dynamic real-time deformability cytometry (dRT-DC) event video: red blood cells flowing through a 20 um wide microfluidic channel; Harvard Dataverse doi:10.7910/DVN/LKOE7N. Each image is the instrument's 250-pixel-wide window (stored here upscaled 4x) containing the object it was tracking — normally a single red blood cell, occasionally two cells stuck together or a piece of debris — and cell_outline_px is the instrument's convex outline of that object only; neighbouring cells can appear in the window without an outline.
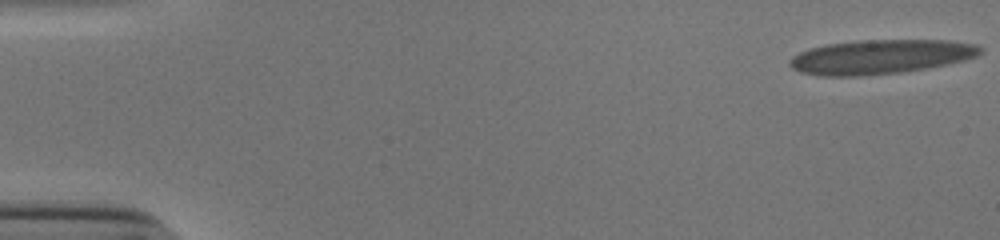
{"species": "human", "species_latin": "Homo sapiens", "temperature_condition": "cold", "stored_images_in_passage": 54, "camera_frame_rate_fps": 3000, "um_per_image_px": 0.085, "donor": {"sex": "male"}, "frame": {"image": 1, "passage_image": 1, "time_ms": 0.0, "image_size_px": [1000, 240], "cell_outline_px": [[984, 48], [976, 56], [964, 60], [924, 68], [896, 72], [856, 76], [820, 76], [804, 72], [792, 68], [788, 64], [788, 60], [792, 56], [808, 48], [828, 44], [864, 40], [944, 40], [976, 44]], "centroid_in_image_um": [74.81, 4.82], "position_along_channel_um": 10.2, "area_um2": 37.63}}
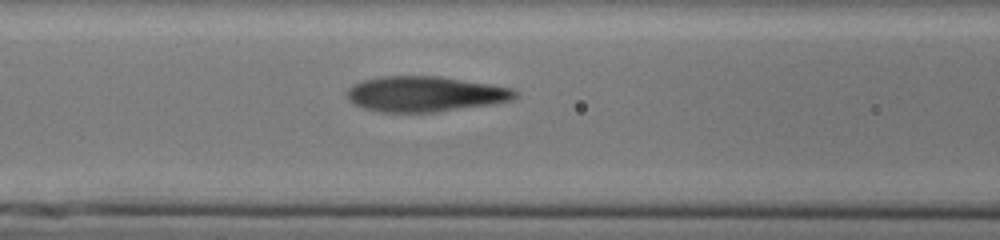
{"frame": {"image": 2, "passage_image": 23, "time_ms": 7.333, "image_size_px": [1000, 240], "cell_outline_px": [[516, 96], [512, 100], [488, 104], [436, 112], [380, 112], [364, 108], [348, 100], [348, 88], [352, 84], [364, 80], [380, 76], [440, 76], [492, 84], [512, 88], [516, 92]], "centroid_in_image_um": [36.11, 7.98], "position_along_channel_um": 130.5, "area_um2": 34.51}}
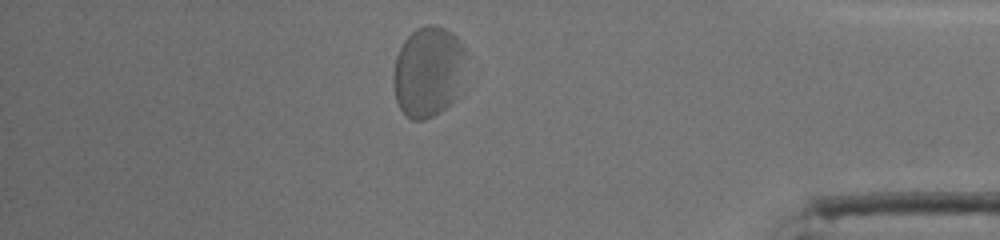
{"frame": {"image": 3, "passage_image": 47, "time_ms": 15.333, "image_size_px": [1000, 240], "cell_outline_px": [[464, 52], [456, 100], [452, 104], [440, 112], [424, 120], [412, 120], [400, 108], [396, 100], [392, 80], [392, 76], [396, 56], [404, 40], [416, 28], [424, 24], [432, 24], [444, 28], [452, 32], [460, 40], [464, 48]], "centroid_in_image_um": [36.35, 6.08], "position_along_channel_um": 398.8, "area_um2": 38.15}, "authors_computed_cell_mechanics": {"area_um2": 36.6163, "velocity_mm_per_s": 3.7368, "shape_relaxation_time_tau1_ms": 4.4487, "shape_relaxation_time_tau2_ms": null, "deformation_change_tau1": 0.2499, "deformation_change_tau2": null}}